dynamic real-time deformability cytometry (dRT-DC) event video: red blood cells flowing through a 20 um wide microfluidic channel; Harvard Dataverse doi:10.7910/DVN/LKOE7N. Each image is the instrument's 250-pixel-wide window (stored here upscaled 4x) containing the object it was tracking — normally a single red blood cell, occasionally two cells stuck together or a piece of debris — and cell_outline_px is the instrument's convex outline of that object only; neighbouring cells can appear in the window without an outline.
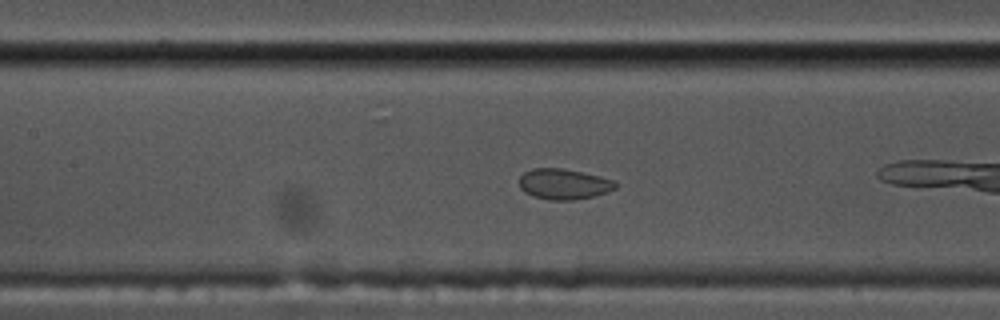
{"species": "common noctule bat (a hibernating species)", "species_latin": "Nyctalus noctula", "temperature_condition": "cold", "stored_images_in_passage": 40, "camera_frame_rate_fps": 3000, "um_per_image_px": 0.085, "animal": {"sex": "male", "body_mass_g": 17.5, "forearm_length_mm": 52.3}, "frame": {"image": 1, "passage_image": 7, "time_ms": 2.0, "image_size_px": [1000, 320], "cell_outline_px": [[620, 184], [616, 188], [608, 192], [592, 196], [572, 200], [548, 200], [532, 196], [524, 192], [520, 188], [520, 176], [524, 172], [532, 168], [564, 168], [600, 176], [612, 180]], "centroid_in_image_um": [47.92, 15.64], "position_along_channel_um": 159.5, "area_um2": 17.28}}
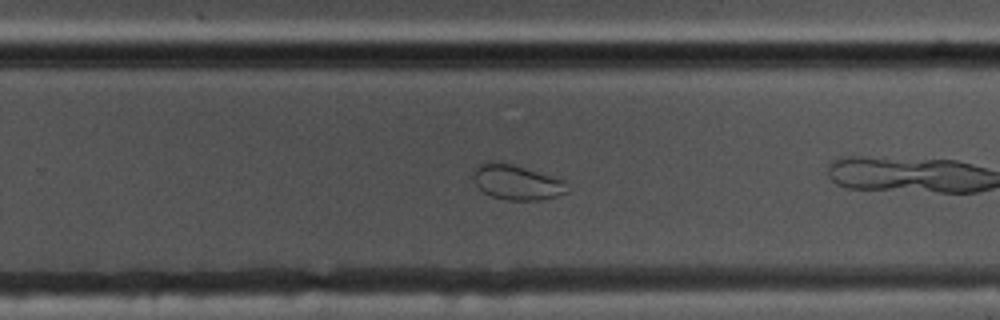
{"frame": {"image": 2, "passage_image": 18, "time_ms": 5.667, "image_size_px": [1000, 320], "cell_outline_px": [[568, 192], [556, 196], [540, 200], [508, 200], [492, 196], [484, 192], [476, 184], [472, 176], [472, 168], [476, 164], [488, 160], [500, 160], [556, 176], [564, 180]], "centroid_in_image_um": [43.87, 15.44], "position_along_channel_um": 285.9, "area_um2": 19.77}, "authors_computed_cell_mechanics": {"area_um2": 25.4031, "velocity_mm_per_s": 3.4548, "shape_relaxation_time_tau1_ms": 9.7482, "shape_relaxation_time_tau2_ms": null, "deformation_change_tau1": 0.1766, "deformation_change_tau2": null}}